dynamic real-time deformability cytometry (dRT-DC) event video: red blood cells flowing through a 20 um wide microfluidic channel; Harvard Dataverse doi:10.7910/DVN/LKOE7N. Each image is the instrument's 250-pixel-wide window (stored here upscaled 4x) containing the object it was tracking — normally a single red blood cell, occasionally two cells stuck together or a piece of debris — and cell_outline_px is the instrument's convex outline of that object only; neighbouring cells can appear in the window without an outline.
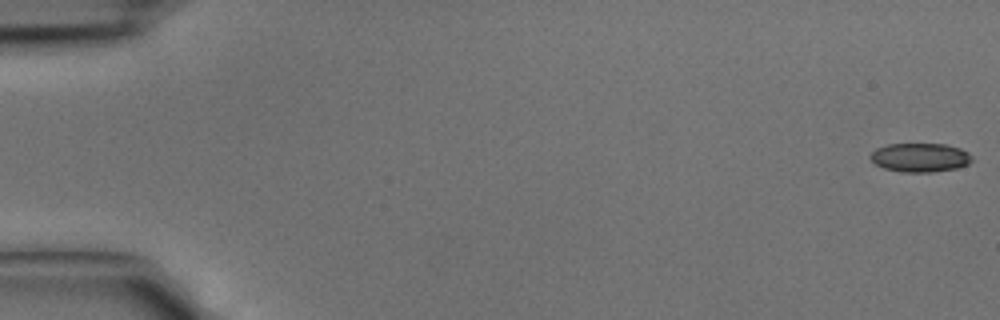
{"species": "common noctule bat (a hibernating species)", "species_latin": "Nyctalus noctula", "temperature_condition": "cold", "stored_images_in_passage": 43, "camera_frame_rate_fps": 3000, "um_per_image_px": 0.085, "animal": {"sex": "male", "body_mass_g": 15.6}, "frame": {"image": 1, "passage_image": 1, "time_ms": 0.0, "image_size_px": [1000, 320], "cell_outline_px": [[972, 160], [968, 164], [956, 168], [932, 172], [904, 172], [884, 168], [876, 164], [868, 156], [876, 148], [888, 144], [944, 144], [960, 148], [968, 152], [972, 156]], "centroid_in_image_um": [78.21, 13.38], "position_along_channel_um": 6.8, "area_um2": 17.05}}
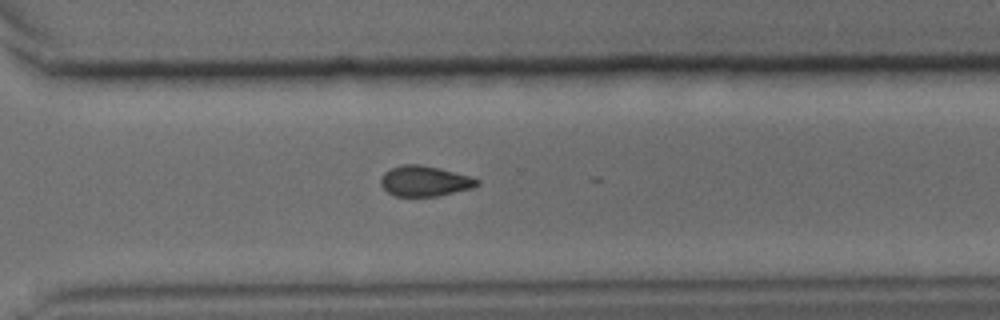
{"frame": {"image": 2, "passage_image": 31, "time_ms": 10.0, "image_size_px": [1000, 320], "cell_outline_px": [[480, 184], [472, 188], [436, 196], [396, 196], [388, 192], [380, 184], [380, 180], [384, 172], [392, 168], [404, 164], [420, 164], [468, 176], [480, 180]], "centroid_in_image_um": [36.07, 15.4], "position_along_channel_um": 334.5, "area_um2": 16.76}}
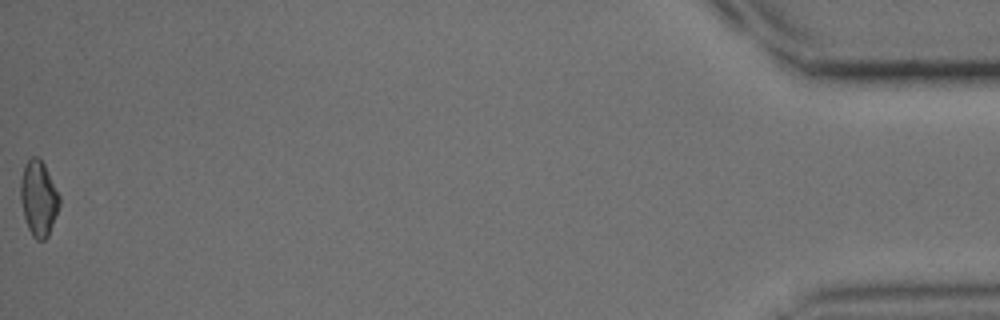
{"frame": {"image": 3, "passage_image": 43, "time_ms": 14.0, "image_size_px": [1000, 320], "cell_outline_px": [[60, 204], [48, 236], [44, 240], [36, 240], [32, 236], [28, 228], [24, 216], [20, 200], [20, 184], [24, 164], [32, 156], [36, 156], [44, 164], [60, 196]], "centroid_in_image_um": [3.27, 16.87], "position_along_channel_um": 431.9, "area_um2": 16.99}}